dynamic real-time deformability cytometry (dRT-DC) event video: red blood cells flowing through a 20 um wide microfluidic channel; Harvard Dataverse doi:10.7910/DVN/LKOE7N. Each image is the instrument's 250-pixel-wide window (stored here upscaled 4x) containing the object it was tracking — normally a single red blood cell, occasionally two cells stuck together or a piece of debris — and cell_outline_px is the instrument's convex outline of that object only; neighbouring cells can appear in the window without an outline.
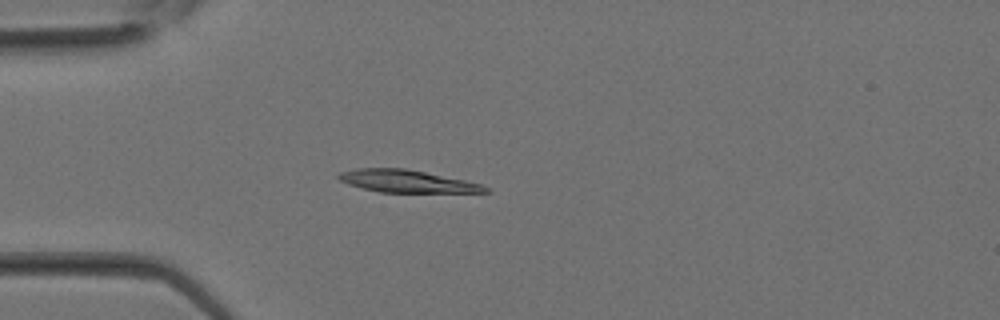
{"species": "Egyptian fruit bat (a non-hibernating species)", "species_latin": "Rousettus aegyptiacus", "temperature_condition": "room temperature", "stored_images_in_passage": 9, "camera_frame_rate_fps": 3000, "um_per_image_px": 0.085, "animal": {"sex": "female"}, "frame": {"image": 1, "passage_image": 6, "time_ms": 1.667, "image_size_px": [1000, 320], "cell_outline_px": [[492, 192], [380, 192], [348, 184], [340, 180], [336, 176], [340, 172], [356, 168], [404, 168], [464, 180], [480, 184], [488, 188]], "centroid_in_image_um": [34.55, 15.4], "position_along_channel_um": 50.5, "area_um2": 18.84}}
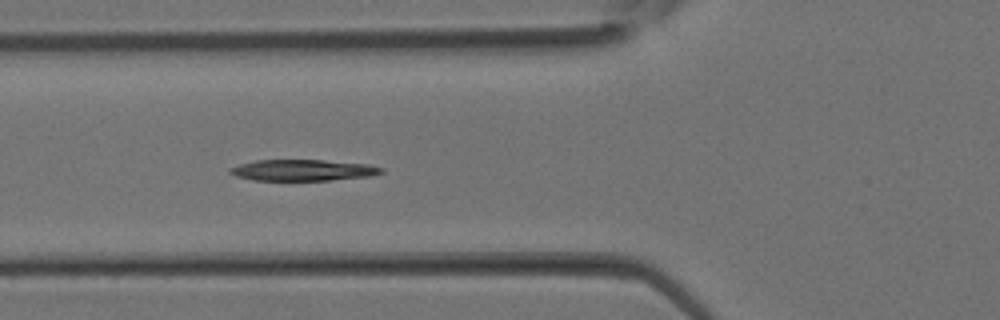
{"frame": {"image": 2, "passage_image": 9, "time_ms": 2.667, "image_size_px": [1000, 320], "cell_outline_px": [[384, 172], [368, 176], [332, 180], [252, 180], [236, 176], [228, 172], [228, 168], [240, 164], [256, 160], [324, 160], [368, 164], [384, 168]], "centroid_in_image_um": [25.73, 14.46], "position_along_channel_um": 100.1, "area_um2": 18.67}}